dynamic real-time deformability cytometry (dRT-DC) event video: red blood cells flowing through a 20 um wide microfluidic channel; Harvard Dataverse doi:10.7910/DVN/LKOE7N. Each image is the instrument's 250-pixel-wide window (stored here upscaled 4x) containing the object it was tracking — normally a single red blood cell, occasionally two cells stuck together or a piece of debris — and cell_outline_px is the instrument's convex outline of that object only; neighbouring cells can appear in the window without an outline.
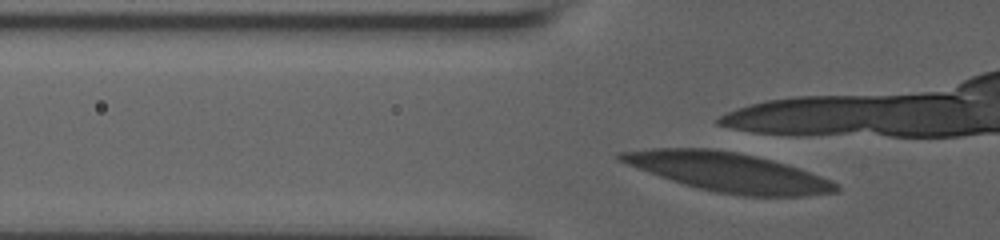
{"species": "human", "species_latin": "Homo sapiens", "temperature_condition": "room temperature", "stored_images_in_passage": 4, "camera_frame_rate_fps": 3000, "um_per_image_px": 0.085, "donor": {"sex": "male"}, "frame": {"image": 1, "passage_image": 4, "time_ms": 1.333, "image_size_px": [1000, 240], "cell_outline_px": [[840, 188], [836, 192], [808, 196], [744, 196], [716, 192], [684, 184], [648, 172], [616, 160], [616, 152], [652, 148], [712, 148], [740, 152], [788, 164], [832, 180]], "centroid_in_image_um": [61.9, 14.62], "position_along_channel_um": 63.9, "area_um2": 49.13}}